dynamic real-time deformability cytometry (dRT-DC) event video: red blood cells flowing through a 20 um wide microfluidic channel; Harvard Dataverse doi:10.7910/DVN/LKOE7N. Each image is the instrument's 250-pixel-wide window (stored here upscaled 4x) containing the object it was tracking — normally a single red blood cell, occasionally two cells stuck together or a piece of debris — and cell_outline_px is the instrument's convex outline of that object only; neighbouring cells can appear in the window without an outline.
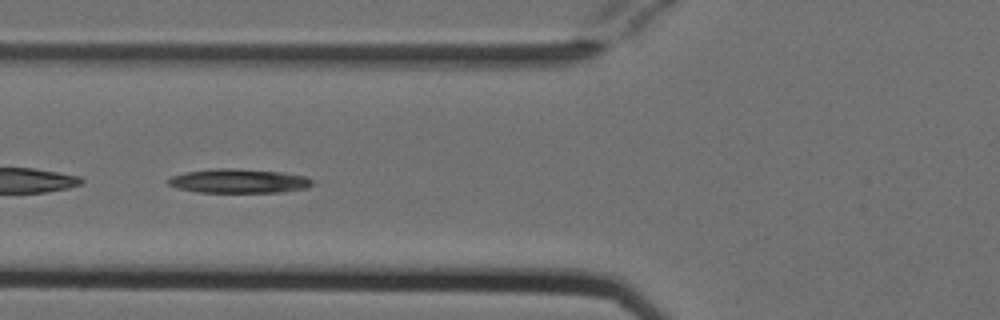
{"species": "Egyptian fruit bat (a non-hibernating species)", "species_latin": "Rousettus aegyptiacus", "temperature_condition": "cold", "stored_images_in_passage": 23, "segment_of_instrument_passage": [2, 2], "camera_frame_rate_fps": 3000, "um_per_image_px": 0.085, "animal": {"sex": "female"}, "frame": {"image": 1, "passage_image": 20, "time_ms": 6.333, "image_size_px": [1000, 320], "cell_outline_px": [[312, 184], [308, 188], [284, 192], [200, 192], [180, 188], [168, 184], [168, 180], [172, 176], [184, 172], [208, 168], [228, 168], [280, 172], [304, 176], [312, 180]], "centroid_in_image_um": [20.29, 15.38], "position_along_channel_um": 105.5, "area_um2": 20.11}}